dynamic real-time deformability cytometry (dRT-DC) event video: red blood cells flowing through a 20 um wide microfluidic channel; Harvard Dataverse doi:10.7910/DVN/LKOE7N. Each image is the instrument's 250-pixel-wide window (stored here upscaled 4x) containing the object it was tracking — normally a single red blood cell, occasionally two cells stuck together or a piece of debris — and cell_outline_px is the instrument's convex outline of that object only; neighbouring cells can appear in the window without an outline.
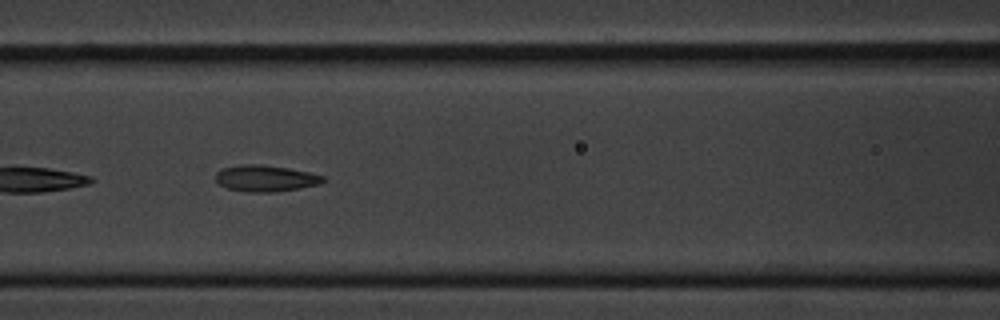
{"species": "common noctule bat (a hibernating species)", "species_latin": "Nyctalus noctula", "temperature_condition": "cold", "stored_images_in_passage": 9, "camera_frame_rate_fps": 3000, "um_per_image_px": 0.085, "animal": {"sex": "male", "body_mass_g": 20.1, "forearm_length_mm": 53.5}, "frame": {"image": 1, "passage_image": 8, "time_ms": 8.0, "image_size_px": [1000, 320], "cell_outline_px": [[328, 180], [320, 184], [276, 192], [252, 192], [228, 188], [220, 184], [216, 180], [216, 172], [220, 168], [240, 164], [260, 164], [288, 168], [308, 172], [324, 176]], "centroid_in_image_um": [22.58, 15.15], "position_along_channel_um": 144.0, "area_um2": 16.53}}